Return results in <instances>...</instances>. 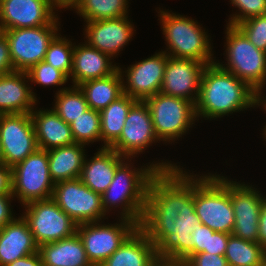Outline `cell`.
Segmentation results:
<instances>
[{"instance_id":"1","label":"cell","mask_w":266,"mask_h":266,"mask_svg":"<svg viewBox=\"0 0 266 266\" xmlns=\"http://www.w3.org/2000/svg\"><path fill=\"white\" fill-rule=\"evenodd\" d=\"M194 178L179 167L159 171L150 181L139 227L155 245L157 257L187 261L193 255L192 232L201 223L194 208Z\"/></svg>"},{"instance_id":"2","label":"cell","mask_w":266,"mask_h":266,"mask_svg":"<svg viewBox=\"0 0 266 266\" xmlns=\"http://www.w3.org/2000/svg\"><path fill=\"white\" fill-rule=\"evenodd\" d=\"M255 106V90L216 63L206 65L195 104L196 117L215 119Z\"/></svg>"},{"instance_id":"3","label":"cell","mask_w":266,"mask_h":266,"mask_svg":"<svg viewBox=\"0 0 266 266\" xmlns=\"http://www.w3.org/2000/svg\"><path fill=\"white\" fill-rule=\"evenodd\" d=\"M129 167L131 166L124 162L117 167L111 184L101 194L102 207L106 213L110 207L123 205L121 218L132 220L140 226L145 212L151 179L159 171L175 170L178 169V166L162 162L152 163L147 168L137 170Z\"/></svg>"},{"instance_id":"4","label":"cell","mask_w":266,"mask_h":266,"mask_svg":"<svg viewBox=\"0 0 266 266\" xmlns=\"http://www.w3.org/2000/svg\"><path fill=\"white\" fill-rule=\"evenodd\" d=\"M201 177L195 178V213L203 225L215 232L232 234L235 217L230 181L219 175Z\"/></svg>"},{"instance_id":"5","label":"cell","mask_w":266,"mask_h":266,"mask_svg":"<svg viewBox=\"0 0 266 266\" xmlns=\"http://www.w3.org/2000/svg\"><path fill=\"white\" fill-rule=\"evenodd\" d=\"M169 57L193 59L206 65L215 63L212 59L210 41L205 30L194 20L160 10Z\"/></svg>"},{"instance_id":"6","label":"cell","mask_w":266,"mask_h":266,"mask_svg":"<svg viewBox=\"0 0 266 266\" xmlns=\"http://www.w3.org/2000/svg\"><path fill=\"white\" fill-rule=\"evenodd\" d=\"M226 33L228 66L215 63L254 90L263 89L266 82V52L255 47L236 26L228 25Z\"/></svg>"},{"instance_id":"7","label":"cell","mask_w":266,"mask_h":266,"mask_svg":"<svg viewBox=\"0 0 266 266\" xmlns=\"http://www.w3.org/2000/svg\"><path fill=\"white\" fill-rule=\"evenodd\" d=\"M145 102L149 107L159 141L167 142L180 138L196 120L195 105L183 98L158 92Z\"/></svg>"},{"instance_id":"8","label":"cell","mask_w":266,"mask_h":266,"mask_svg":"<svg viewBox=\"0 0 266 266\" xmlns=\"http://www.w3.org/2000/svg\"><path fill=\"white\" fill-rule=\"evenodd\" d=\"M12 195L23 205L52 198L55 183L49 174L47 150L37 149L12 168Z\"/></svg>"},{"instance_id":"9","label":"cell","mask_w":266,"mask_h":266,"mask_svg":"<svg viewBox=\"0 0 266 266\" xmlns=\"http://www.w3.org/2000/svg\"><path fill=\"white\" fill-rule=\"evenodd\" d=\"M25 207L26 212L22 216L38 246L57 242L77 232V223L52 198L32 201Z\"/></svg>"},{"instance_id":"10","label":"cell","mask_w":266,"mask_h":266,"mask_svg":"<svg viewBox=\"0 0 266 266\" xmlns=\"http://www.w3.org/2000/svg\"><path fill=\"white\" fill-rule=\"evenodd\" d=\"M57 25H44L3 30L15 71L27 72L32 66L44 61L49 44L58 35Z\"/></svg>"},{"instance_id":"11","label":"cell","mask_w":266,"mask_h":266,"mask_svg":"<svg viewBox=\"0 0 266 266\" xmlns=\"http://www.w3.org/2000/svg\"><path fill=\"white\" fill-rule=\"evenodd\" d=\"M52 199L77 225L100 222L106 215L101 194L88 188L79 178L55 183Z\"/></svg>"},{"instance_id":"12","label":"cell","mask_w":266,"mask_h":266,"mask_svg":"<svg viewBox=\"0 0 266 266\" xmlns=\"http://www.w3.org/2000/svg\"><path fill=\"white\" fill-rule=\"evenodd\" d=\"M121 219L120 224L114 225H100L98 222H91L77 226V233L92 265H101L139 227L132 220Z\"/></svg>"},{"instance_id":"13","label":"cell","mask_w":266,"mask_h":266,"mask_svg":"<svg viewBox=\"0 0 266 266\" xmlns=\"http://www.w3.org/2000/svg\"><path fill=\"white\" fill-rule=\"evenodd\" d=\"M0 143L4 164L10 168L34 153L38 145L30 113L2 114Z\"/></svg>"},{"instance_id":"14","label":"cell","mask_w":266,"mask_h":266,"mask_svg":"<svg viewBox=\"0 0 266 266\" xmlns=\"http://www.w3.org/2000/svg\"><path fill=\"white\" fill-rule=\"evenodd\" d=\"M159 140L155 134L151 113L145 101H137L130 109L119 139L110 147L121 156L133 157Z\"/></svg>"},{"instance_id":"15","label":"cell","mask_w":266,"mask_h":266,"mask_svg":"<svg viewBox=\"0 0 266 266\" xmlns=\"http://www.w3.org/2000/svg\"><path fill=\"white\" fill-rule=\"evenodd\" d=\"M48 0H0V31L58 25Z\"/></svg>"},{"instance_id":"16","label":"cell","mask_w":266,"mask_h":266,"mask_svg":"<svg viewBox=\"0 0 266 266\" xmlns=\"http://www.w3.org/2000/svg\"><path fill=\"white\" fill-rule=\"evenodd\" d=\"M205 67L206 64L193 59L168 57L160 92L183 98L195 105Z\"/></svg>"},{"instance_id":"17","label":"cell","mask_w":266,"mask_h":266,"mask_svg":"<svg viewBox=\"0 0 266 266\" xmlns=\"http://www.w3.org/2000/svg\"><path fill=\"white\" fill-rule=\"evenodd\" d=\"M230 196L235 217L232 234L247 241L257 242L263 197L252 186L234 181H230Z\"/></svg>"},{"instance_id":"18","label":"cell","mask_w":266,"mask_h":266,"mask_svg":"<svg viewBox=\"0 0 266 266\" xmlns=\"http://www.w3.org/2000/svg\"><path fill=\"white\" fill-rule=\"evenodd\" d=\"M168 57L167 52L162 51L129 67L125 71L128 85L123 84V93L145 101L160 92Z\"/></svg>"},{"instance_id":"19","label":"cell","mask_w":266,"mask_h":266,"mask_svg":"<svg viewBox=\"0 0 266 266\" xmlns=\"http://www.w3.org/2000/svg\"><path fill=\"white\" fill-rule=\"evenodd\" d=\"M86 22L87 44L110 57L119 53L133 36L134 26L127 16Z\"/></svg>"},{"instance_id":"20","label":"cell","mask_w":266,"mask_h":266,"mask_svg":"<svg viewBox=\"0 0 266 266\" xmlns=\"http://www.w3.org/2000/svg\"><path fill=\"white\" fill-rule=\"evenodd\" d=\"M36 252L38 245L23 216L0 228V266Z\"/></svg>"},{"instance_id":"21","label":"cell","mask_w":266,"mask_h":266,"mask_svg":"<svg viewBox=\"0 0 266 266\" xmlns=\"http://www.w3.org/2000/svg\"><path fill=\"white\" fill-rule=\"evenodd\" d=\"M111 57L87 43L74 46L72 77L74 86H79L86 81L107 77L113 74L119 67L112 65Z\"/></svg>"},{"instance_id":"22","label":"cell","mask_w":266,"mask_h":266,"mask_svg":"<svg viewBox=\"0 0 266 266\" xmlns=\"http://www.w3.org/2000/svg\"><path fill=\"white\" fill-rule=\"evenodd\" d=\"M26 77L28 75L24 71L0 75L1 114L31 113L34 109L37 98L25 84Z\"/></svg>"},{"instance_id":"23","label":"cell","mask_w":266,"mask_h":266,"mask_svg":"<svg viewBox=\"0 0 266 266\" xmlns=\"http://www.w3.org/2000/svg\"><path fill=\"white\" fill-rule=\"evenodd\" d=\"M99 150L89 161L84 159L79 179L94 192L103 194L111 184L117 167L127 158L111 148Z\"/></svg>"},{"instance_id":"24","label":"cell","mask_w":266,"mask_h":266,"mask_svg":"<svg viewBox=\"0 0 266 266\" xmlns=\"http://www.w3.org/2000/svg\"><path fill=\"white\" fill-rule=\"evenodd\" d=\"M39 149L50 150L75 143L71 127L53 110L30 113Z\"/></svg>"},{"instance_id":"25","label":"cell","mask_w":266,"mask_h":266,"mask_svg":"<svg viewBox=\"0 0 266 266\" xmlns=\"http://www.w3.org/2000/svg\"><path fill=\"white\" fill-rule=\"evenodd\" d=\"M156 258L155 245L138 227L100 266H150Z\"/></svg>"},{"instance_id":"26","label":"cell","mask_w":266,"mask_h":266,"mask_svg":"<svg viewBox=\"0 0 266 266\" xmlns=\"http://www.w3.org/2000/svg\"><path fill=\"white\" fill-rule=\"evenodd\" d=\"M38 253L43 266H92L77 232L57 242L41 244Z\"/></svg>"},{"instance_id":"27","label":"cell","mask_w":266,"mask_h":266,"mask_svg":"<svg viewBox=\"0 0 266 266\" xmlns=\"http://www.w3.org/2000/svg\"><path fill=\"white\" fill-rule=\"evenodd\" d=\"M83 148L84 144L73 143L47 151L49 174L54 183L80 177L86 158Z\"/></svg>"},{"instance_id":"28","label":"cell","mask_w":266,"mask_h":266,"mask_svg":"<svg viewBox=\"0 0 266 266\" xmlns=\"http://www.w3.org/2000/svg\"><path fill=\"white\" fill-rule=\"evenodd\" d=\"M121 68L113 74L81 83L78 87L84 93L89 108L101 111L123 93L124 79Z\"/></svg>"},{"instance_id":"29","label":"cell","mask_w":266,"mask_h":266,"mask_svg":"<svg viewBox=\"0 0 266 266\" xmlns=\"http://www.w3.org/2000/svg\"><path fill=\"white\" fill-rule=\"evenodd\" d=\"M137 102L123 94L100 111L102 148H110L120 137L125 120L131 107Z\"/></svg>"},{"instance_id":"30","label":"cell","mask_w":266,"mask_h":266,"mask_svg":"<svg viewBox=\"0 0 266 266\" xmlns=\"http://www.w3.org/2000/svg\"><path fill=\"white\" fill-rule=\"evenodd\" d=\"M265 255L266 250L259 243L229 235L225 250L229 266H260Z\"/></svg>"},{"instance_id":"31","label":"cell","mask_w":266,"mask_h":266,"mask_svg":"<svg viewBox=\"0 0 266 266\" xmlns=\"http://www.w3.org/2000/svg\"><path fill=\"white\" fill-rule=\"evenodd\" d=\"M127 2V0H79L74 9L85 21L115 19L127 15Z\"/></svg>"},{"instance_id":"32","label":"cell","mask_w":266,"mask_h":266,"mask_svg":"<svg viewBox=\"0 0 266 266\" xmlns=\"http://www.w3.org/2000/svg\"><path fill=\"white\" fill-rule=\"evenodd\" d=\"M54 111L69 125L89 109L84 93L79 87L63 88L58 91Z\"/></svg>"},{"instance_id":"33","label":"cell","mask_w":266,"mask_h":266,"mask_svg":"<svg viewBox=\"0 0 266 266\" xmlns=\"http://www.w3.org/2000/svg\"><path fill=\"white\" fill-rule=\"evenodd\" d=\"M75 143L101 140L100 111L89 108L70 124Z\"/></svg>"},{"instance_id":"34","label":"cell","mask_w":266,"mask_h":266,"mask_svg":"<svg viewBox=\"0 0 266 266\" xmlns=\"http://www.w3.org/2000/svg\"><path fill=\"white\" fill-rule=\"evenodd\" d=\"M71 41L56 36L49 44L44 61L62 71L68 78L72 70L73 51Z\"/></svg>"},{"instance_id":"35","label":"cell","mask_w":266,"mask_h":266,"mask_svg":"<svg viewBox=\"0 0 266 266\" xmlns=\"http://www.w3.org/2000/svg\"><path fill=\"white\" fill-rule=\"evenodd\" d=\"M236 27L255 47L266 52V14L246 19Z\"/></svg>"},{"instance_id":"36","label":"cell","mask_w":266,"mask_h":266,"mask_svg":"<svg viewBox=\"0 0 266 266\" xmlns=\"http://www.w3.org/2000/svg\"><path fill=\"white\" fill-rule=\"evenodd\" d=\"M26 73L30 81L44 86L63 85L68 80V77L62 71L45 61L32 66Z\"/></svg>"},{"instance_id":"37","label":"cell","mask_w":266,"mask_h":266,"mask_svg":"<svg viewBox=\"0 0 266 266\" xmlns=\"http://www.w3.org/2000/svg\"><path fill=\"white\" fill-rule=\"evenodd\" d=\"M232 5L240 9L242 14H234L228 25L236 26L251 17L266 14V0H230Z\"/></svg>"},{"instance_id":"38","label":"cell","mask_w":266,"mask_h":266,"mask_svg":"<svg viewBox=\"0 0 266 266\" xmlns=\"http://www.w3.org/2000/svg\"><path fill=\"white\" fill-rule=\"evenodd\" d=\"M188 266H229L225 256L200 252L187 261Z\"/></svg>"},{"instance_id":"39","label":"cell","mask_w":266,"mask_h":266,"mask_svg":"<svg viewBox=\"0 0 266 266\" xmlns=\"http://www.w3.org/2000/svg\"><path fill=\"white\" fill-rule=\"evenodd\" d=\"M229 235L228 233L215 232L209 228L208 249H205L204 252L225 256Z\"/></svg>"},{"instance_id":"40","label":"cell","mask_w":266,"mask_h":266,"mask_svg":"<svg viewBox=\"0 0 266 266\" xmlns=\"http://www.w3.org/2000/svg\"><path fill=\"white\" fill-rule=\"evenodd\" d=\"M193 242V254L204 252L208 249L209 242V227L202 223L196 224L194 231L192 232Z\"/></svg>"},{"instance_id":"41","label":"cell","mask_w":266,"mask_h":266,"mask_svg":"<svg viewBox=\"0 0 266 266\" xmlns=\"http://www.w3.org/2000/svg\"><path fill=\"white\" fill-rule=\"evenodd\" d=\"M13 71L15 70L11 61L8 41L6 37L0 33V75Z\"/></svg>"},{"instance_id":"42","label":"cell","mask_w":266,"mask_h":266,"mask_svg":"<svg viewBox=\"0 0 266 266\" xmlns=\"http://www.w3.org/2000/svg\"><path fill=\"white\" fill-rule=\"evenodd\" d=\"M13 197L12 194H0V228L15 219L10 208Z\"/></svg>"},{"instance_id":"43","label":"cell","mask_w":266,"mask_h":266,"mask_svg":"<svg viewBox=\"0 0 266 266\" xmlns=\"http://www.w3.org/2000/svg\"><path fill=\"white\" fill-rule=\"evenodd\" d=\"M12 168L0 164V194H12Z\"/></svg>"},{"instance_id":"44","label":"cell","mask_w":266,"mask_h":266,"mask_svg":"<svg viewBox=\"0 0 266 266\" xmlns=\"http://www.w3.org/2000/svg\"><path fill=\"white\" fill-rule=\"evenodd\" d=\"M257 243L266 250V198L264 197L259 215Z\"/></svg>"},{"instance_id":"45","label":"cell","mask_w":266,"mask_h":266,"mask_svg":"<svg viewBox=\"0 0 266 266\" xmlns=\"http://www.w3.org/2000/svg\"><path fill=\"white\" fill-rule=\"evenodd\" d=\"M7 266H43L40 254L38 252L19 258Z\"/></svg>"},{"instance_id":"46","label":"cell","mask_w":266,"mask_h":266,"mask_svg":"<svg viewBox=\"0 0 266 266\" xmlns=\"http://www.w3.org/2000/svg\"><path fill=\"white\" fill-rule=\"evenodd\" d=\"M150 266H188L185 260L157 257Z\"/></svg>"},{"instance_id":"47","label":"cell","mask_w":266,"mask_h":266,"mask_svg":"<svg viewBox=\"0 0 266 266\" xmlns=\"http://www.w3.org/2000/svg\"><path fill=\"white\" fill-rule=\"evenodd\" d=\"M49 3L55 7H59V8H68V7H72L74 8L79 0H48Z\"/></svg>"},{"instance_id":"48","label":"cell","mask_w":266,"mask_h":266,"mask_svg":"<svg viewBox=\"0 0 266 266\" xmlns=\"http://www.w3.org/2000/svg\"><path fill=\"white\" fill-rule=\"evenodd\" d=\"M261 88H258V89H256L255 90V105H257L258 104V106L259 105H263V107H265L264 109H265V111H266V99H263L264 98V96L263 97H261L262 95V92H261ZM263 99V100H262ZM259 103H261V104H259ZM265 130H264V134L266 135V126H265V128H264Z\"/></svg>"},{"instance_id":"49","label":"cell","mask_w":266,"mask_h":266,"mask_svg":"<svg viewBox=\"0 0 266 266\" xmlns=\"http://www.w3.org/2000/svg\"><path fill=\"white\" fill-rule=\"evenodd\" d=\"M1 163H4V161H3L2 147H1V143H0V164Z\"/></svg>"},{"instance_id":"50","label":"cell","mask_w":266,"mask_h":266,"mask_svg":"<svg viewBox=\"0 0 266 266\" xmlns=\"http://www.w3.org/2000/svg\"><path fill=\"white\" fill-rule=\"evenodd\" d=\"M260 266H266V255L264 256Z\"/></svg>"}]
</instances>
